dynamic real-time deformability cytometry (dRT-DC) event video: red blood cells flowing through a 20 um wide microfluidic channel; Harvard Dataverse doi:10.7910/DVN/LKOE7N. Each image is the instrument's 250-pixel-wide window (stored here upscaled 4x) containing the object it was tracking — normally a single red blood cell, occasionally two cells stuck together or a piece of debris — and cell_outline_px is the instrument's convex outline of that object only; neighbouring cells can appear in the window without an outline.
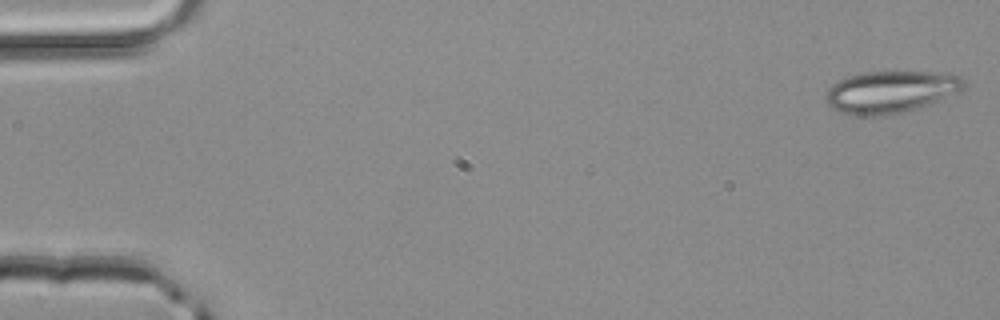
{"species": "common noctule bat (a hibernating species)", "species_latin": "Nyctalus noctula", "temperature_condition": "room temperature", "stored_images_in_passage": 3, "camera_frame_rate_fps": 3000, "um_per_image_px": 0.085, "animal": {"sex": "male", "body_mass_g": 20.4}, "frame": {"image": 1, "passage_image": 1, "time_ms": 0.0, "image_size_px": [1000, 320], "cell_outline_px": [[964, 84], [960, 92], [904, 112], [884, 116], [852, 116], [840, 112], [832, 108], [824, 100], [828, 88], [840, 80], [848, 76], [864, 72], [936, 72], [960, 76], [964, 80]], "centroid_in_image_um": [75.66, 7.82], "position_along_channel_um": 9.3, "area_um2": 33.76}}